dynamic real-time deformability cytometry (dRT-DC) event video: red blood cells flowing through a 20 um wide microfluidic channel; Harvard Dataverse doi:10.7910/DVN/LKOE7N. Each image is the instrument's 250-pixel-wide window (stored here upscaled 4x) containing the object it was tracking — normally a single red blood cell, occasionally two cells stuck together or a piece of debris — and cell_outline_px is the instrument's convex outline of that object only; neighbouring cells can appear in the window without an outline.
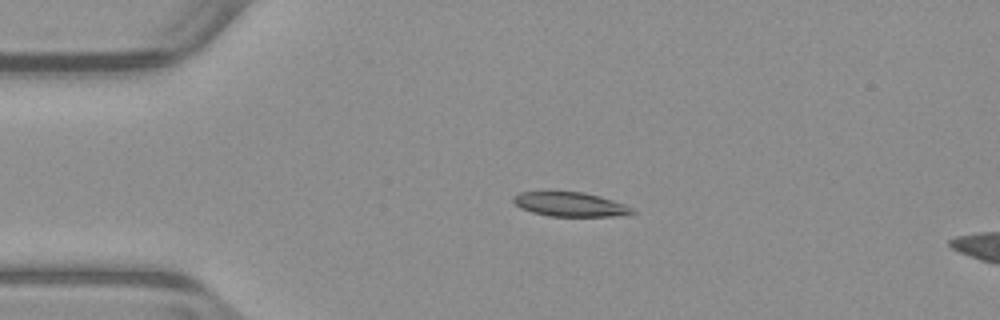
{"species": "common noctule bat (a hibernating species)", "species_latin": "Nyctalus noctula", "temperature_condition": "warm", "stored_images_in_passage": 6, "camera_frame_rate_fps": 3000, "um_per_image_px": 0.085, "animal": {"sex": "male", "body_mass_g": 23.1, "forearm_length_mm": 52.7}, "frame": {"image": 1, "passage_image": 1, "time_ms": 0.0, "image_size_px": [1000, 320], "cell_outline_px": [[636, 212], [620, 216], [548, 216], [532, 212], [520, 208], [512, 200], [512, 196], [520, 192], [584, 192], [600, 196], [624, 204], [632, 208]], "centroid_in_image_um": [48.45, 17.37], "position_along_channel_um": 36.6, "area_um2": 16.76}}